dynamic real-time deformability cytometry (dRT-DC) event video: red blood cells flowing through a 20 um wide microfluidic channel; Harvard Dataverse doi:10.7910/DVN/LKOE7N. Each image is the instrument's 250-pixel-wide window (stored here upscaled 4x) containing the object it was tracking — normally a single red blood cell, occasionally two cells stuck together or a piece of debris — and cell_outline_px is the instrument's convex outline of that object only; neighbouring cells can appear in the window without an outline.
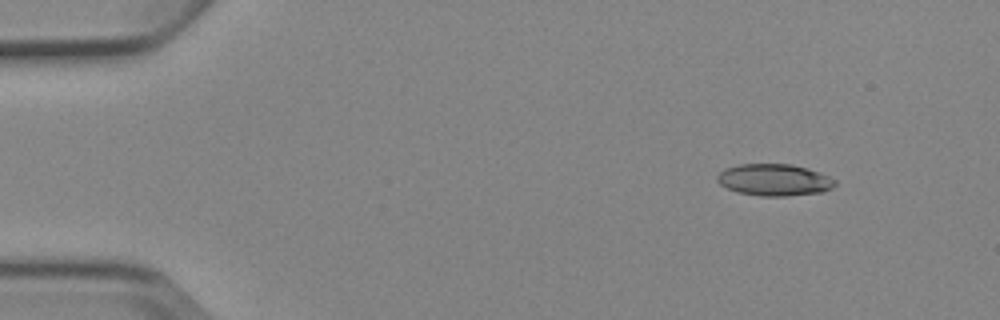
{"species": "Egyptian fruit bat (a non-hibernating species)", "species_latin": "Rousettus aegyptiacus", "temperature_condition": "cold", "stored_images_in_passage": 4, "camera_frame_rate_fps": 3000, "um_per_image_px": 0.085, "animal": {"sex": "female"}, "frame": {"image": 1, "passage_image": 1, "time_ms": 0.0, "image_size_px": [1000, 320], "cell_outline_px": [[836, 184], [832, 188], [824, 192], [788, 196], [760, 196], [736, 192], [720, 184], [716, 180], [716, 176], [724, 168], [740, 164], [792, 164], [808, 168], [820, 172], [836, 180]], "centroid_in_image_um": [65.82, 15.29], "position_along_channel_um": 19.2, "area_um2": 22.08}}